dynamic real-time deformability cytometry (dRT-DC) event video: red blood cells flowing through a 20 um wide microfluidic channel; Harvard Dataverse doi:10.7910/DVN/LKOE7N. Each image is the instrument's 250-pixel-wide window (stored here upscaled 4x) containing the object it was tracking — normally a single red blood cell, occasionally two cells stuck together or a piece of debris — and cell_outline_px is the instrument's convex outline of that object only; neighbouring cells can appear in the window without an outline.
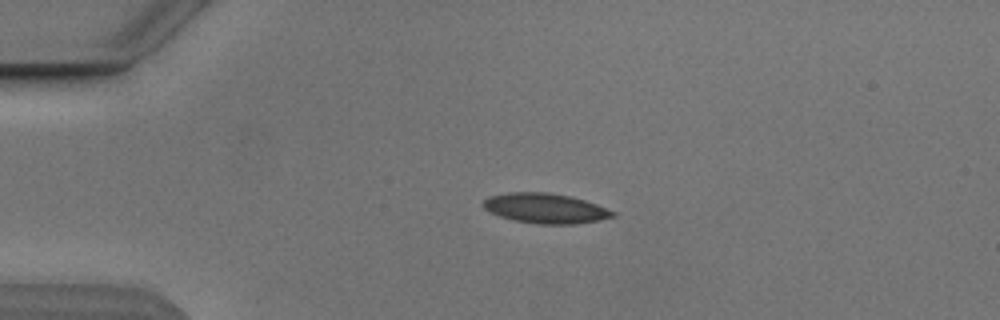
{"species": "Egyptian fruit bat (a non-hibernating species)", "species_latin": "Rousettus aegyptiacus", "temperature_condition": "cold", "stored_images_in_passage": 2, "camera_frame_rate_fps": 3000, "um_per_image_px": 0.085, "animal": {"sex": "male"}, "frame": {"image": 1, "passage_image": 1, "time_ms": 0.0, "image_size_px": [1000, 320], "cell_outline_px": [[616, 216], [600, 220], [576, 224], [536, 224], [512, 220], [488, 212], [484, 208], [484, 200], [488, 196], [508, 192], [548, 192], [568, 196], [584, 200], [596, 204], [616, 212]], "centroid_in_image_um": [46.35, 17.71], "position_along_channel_um": 38.7, "area_um2": 22.72}}